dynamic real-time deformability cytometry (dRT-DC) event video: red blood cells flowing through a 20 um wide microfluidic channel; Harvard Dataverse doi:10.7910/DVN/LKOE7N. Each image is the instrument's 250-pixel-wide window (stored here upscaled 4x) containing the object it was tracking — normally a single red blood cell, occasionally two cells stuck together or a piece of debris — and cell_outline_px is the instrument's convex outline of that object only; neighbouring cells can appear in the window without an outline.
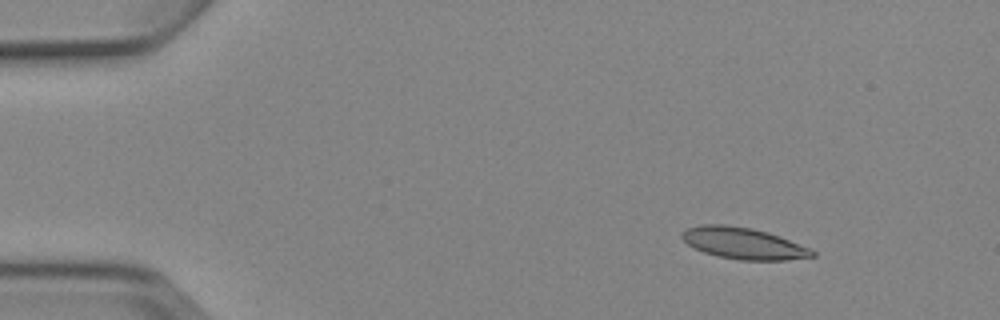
{"species": "Egyptian fruit bat (a non-hibernating species)", "species_latin": "Rousettus aegyptiacus", "temperature_condition": "cold", "stored_images_in_passage": 4, "camera_frame_rate_fps": 3000, "um_per_image_px": 0.085, "animal": {"sex": "female"}, "frame": {"image": 1, "passage_image": 2, "time_ms": 1.0, "image_size_px": [1000, 320], "cell_outline_px": [[816, 256], [788, 260], [740, 260], [716, 256], [704, 252], [688, 244], [680, 236], [680, 232], [688, 228], [700, 224], [724, 224], [752, 228], [768, 232], [780, 236], [808, 248], [816, 252]], "centroid_in_image_um": [63.17, 20.68], "position_along_channel_um": 21.8, "area_um2": 23.93}}